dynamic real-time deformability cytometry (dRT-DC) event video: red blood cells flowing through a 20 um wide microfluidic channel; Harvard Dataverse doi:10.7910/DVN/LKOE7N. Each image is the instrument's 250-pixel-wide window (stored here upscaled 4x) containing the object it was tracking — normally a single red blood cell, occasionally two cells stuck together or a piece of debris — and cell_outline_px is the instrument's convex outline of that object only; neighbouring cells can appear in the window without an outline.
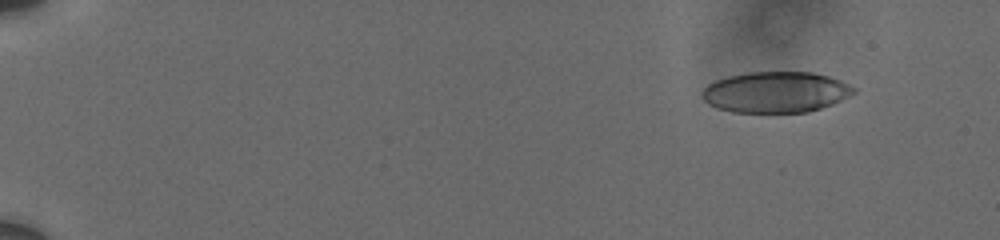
{"species": "human", "species_latin": "Homo sapiens", "temperature_condition": "cold", "stored_images_in_passage": 13, "camera_frame_rate_fps": 3000, "um_per_image_px": 0.085, "donor": {"sex": "male"}, "frame": {"image": 1, "passage_image": 3, "time_ms": 1.667, "image_size_px": [1000, 240], "cell_outline_px": [[856, 92], [832, 104], [808, 112], [732, 112], [716, 108], [708, 104], [700, 96], [700, 92], [708, 84], [716, 80], [728, 76], [748, 72], [812, 72], [828, 76], [840, 80], [856, 88]], "centroid_in_image_um": [65.9, 7.83], "position_along_channel_um": 19.1, "area_um2": 36.24}}
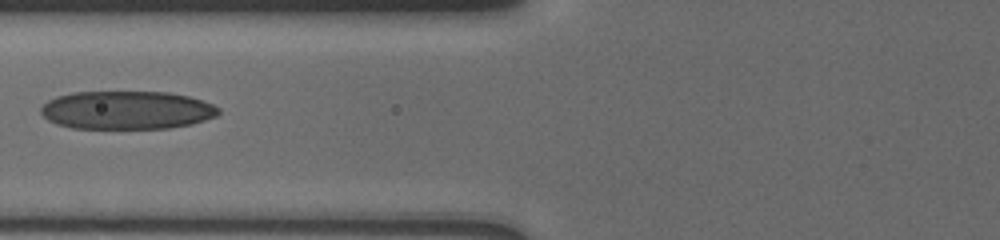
{"frame": {"image": 2, "passage_image": 10, "time_ms": 8.333, "image_size_px": [1000, 240], "cell_outline_px": [[220, 112], [216, 116], [192, 124], [168, 128], [72, 128], [56, 124], [48, 120], [40, 112], [40, 108], [48, 100], [56, 96], [72, 92], [168, 92], [188, 96], [212, 104], [220, 108]], "centroid_in_image_um": [10.75, 9.36], "position_along_channel_um": 115.0, "area_um2": 39.65}}
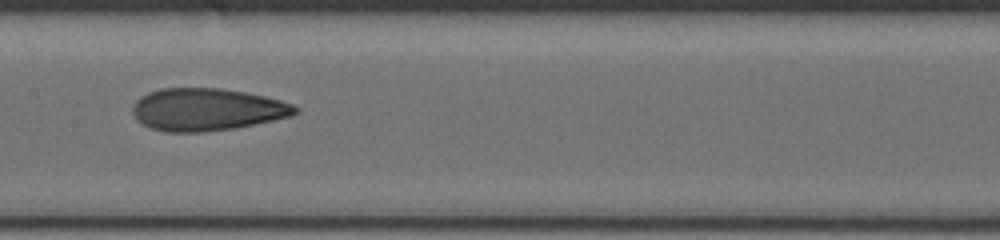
{"frame": {"image": 3, "passage_image": 12, "time_ms": 10.333, "image_size_px": [1000, 240], "cell_outline_px": [[300, 112], [292, 116], [236, 128], [200, 132], [164, 132], [152, 128], [136, 120], [132, 112], [132, 108], [136, 100], [140, 96], [148, 92], [160, 88], [220, 88], [244, 92], [264, 96], [280, 100], [292, 104], [300, 108]], "centroid_in_image_um": [17.59, 9.31], "position_along_channel_um": 189.8, "area_um2": 40.34}}